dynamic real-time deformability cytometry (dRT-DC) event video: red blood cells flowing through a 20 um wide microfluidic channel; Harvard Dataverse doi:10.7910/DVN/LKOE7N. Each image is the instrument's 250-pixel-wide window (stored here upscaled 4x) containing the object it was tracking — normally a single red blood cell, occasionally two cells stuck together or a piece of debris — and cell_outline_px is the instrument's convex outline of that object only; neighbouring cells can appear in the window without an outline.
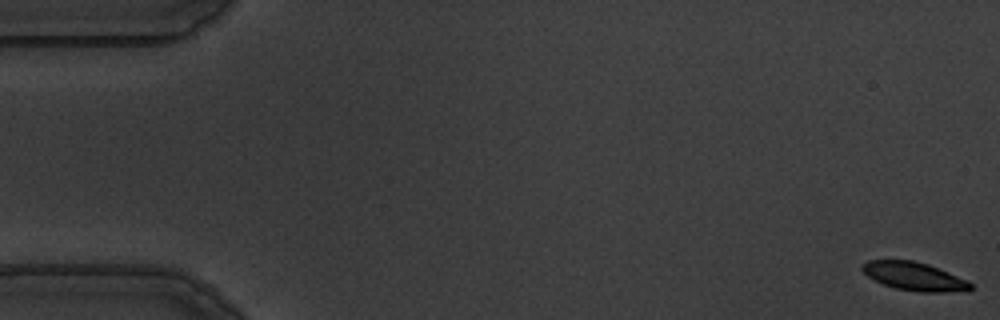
{"species": "common noctule bat (a hibernating species)", "species_latin": "Nyctalus noctula", "temperature_condition": "warm", "stored_images_in_passage": 57, "camera_frame_rate_fps": 3000, "um_per_image_px": 0.085, "animal": {"sex": "male", "body_mass_g": 19.5, "forearm_length_mm": 54.6}, "frame": {"image": 1, "passage_image": 1, "time_ms": 0.0, "image_size_px": [1000, 320], "cell_outline_px": [[972, 288], [944, 292], [920, 292], [896, 288], [884, 284], [868, 276], [860, 268], [860, 264], [868, 260], [912, 260], [928, 264], [968, 280], [972, 284]], "centroid_in_image_um": [77.67, 23.47], "position_along_channel_um": 7.3, "area_um2": 17.63}}
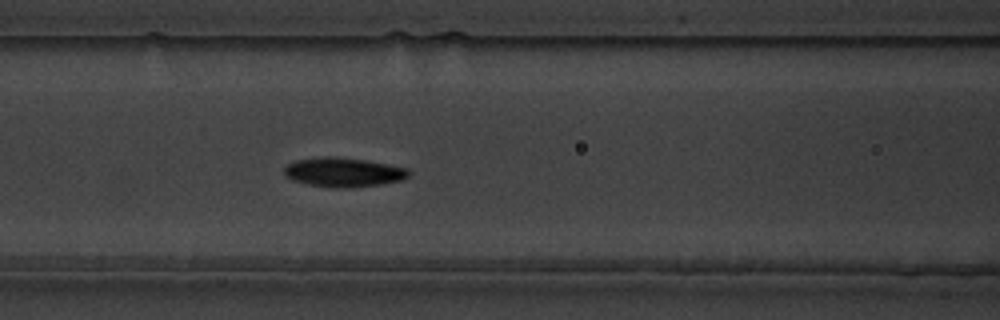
{"frame": {"image": 2, "passage_image": 24, "time_ms": 7.667, "image_size_px": [1000, 320], "cell_outline_px": [[412, 172], [404, 180], [380, 184], [352, 188], [336, 188], [308, 184], [292, 180], [284, 176], [284, 168], [288, 164], [296, 160], [324, 156], [332, 156], [364, 160], [388, 164], [408, 168]], "centroid_in_image_um": [29.21, 14.64], "position_along_channel_um": 137.4, "area_um2": 21.39}}
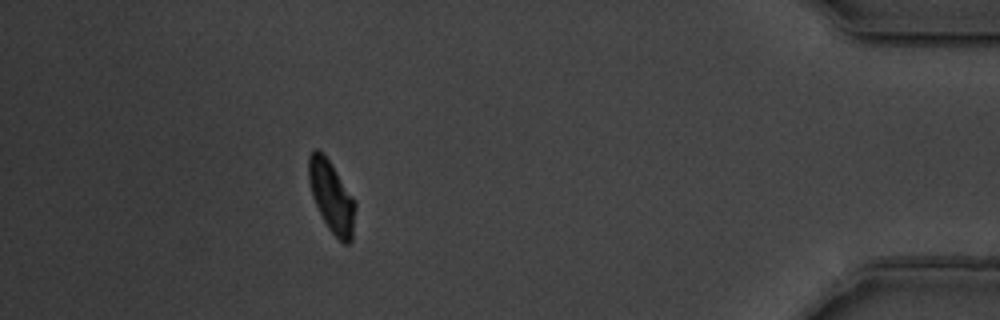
{"frame": {"image": 3, "passage_image": 51, "time_ms": 16.667, "image_size_px": [1000, 320], "cell_outline_px": [[356, 208], [352, 240], [348, 244], [344, 244], [328, 228], [312, 196], [308, 180], [308, 156], [316, 148], [328, 160], [352, 196], [356, 204]], "centroid_in_image_um": [28.18, 16.75], "position_along_channel_um": 407.0, "area_um2": 18.96}, "authors_computed_cell_mechanics": {"area_um2": 19.7676, "velocity_mm_per_s": 3.579, "shape_relaxation_time_tau1_ms": 3.807, "shape_relaxation_time_tau2_ms": 4.8973, "deformation_change_tau1": 0.131, "deformation_change_tau2": 0.0956}}